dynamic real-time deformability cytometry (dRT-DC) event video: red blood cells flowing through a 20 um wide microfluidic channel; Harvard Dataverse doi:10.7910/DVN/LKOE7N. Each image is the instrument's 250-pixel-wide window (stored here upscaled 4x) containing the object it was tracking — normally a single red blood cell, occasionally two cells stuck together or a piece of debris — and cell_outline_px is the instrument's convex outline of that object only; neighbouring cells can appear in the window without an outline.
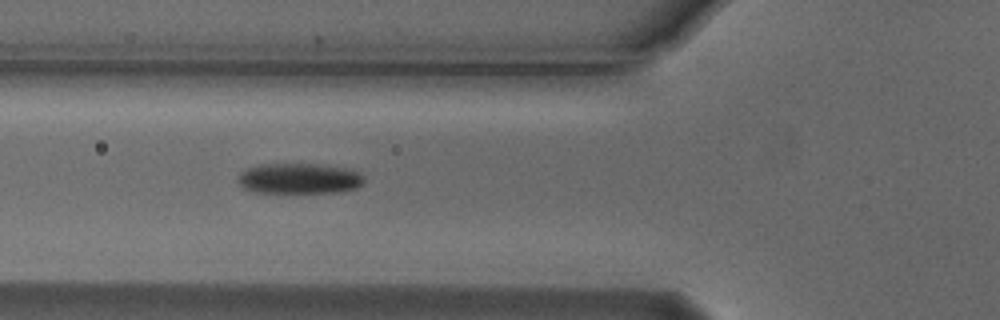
{"species": "Egyptian fruit bat (a non-hibernating species)", "species_latin": "Rousettus aegyptiacus", "temperature_condition": "cold", "stored_images_in_passage": 6, "camera_frame_rate_fps": 3000, "um_per_image_px": 0.085, "animal": {"sex": "male"}, "frame": {"image": 1, "passage_image": 2, "time_ms": 0.333, "image_size_px": [1000, 320], "cell_outline_px": [[364, 184], [356, 188], [340, 192], [256, 192], [244, 188], [236, 180], [240, 172], [248, 168], [260, 164], [316, 164], [340, 168], [356, 172], [364, 176]], "centroid_in_image_um": [25.4, 15.18], "position_along_channel_um": 100.4, "area_um2": 22.2}}
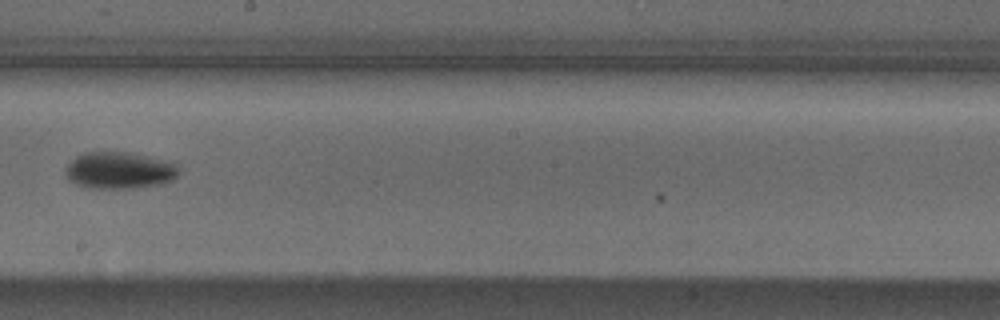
{"frame": {"image": 2, "passage_image": 5, "time_ms": 1.333, "image_size_px": [1000, 320], "cell_outline_px": [[180, 172], [172, 180], [156, 184], [132, 188], [92, 188], [76, 184], [68, 180], [64, 176], [64, 168], [76, 156], [84, 152], [128, 152], [172, 160], [180, 168]], "centroid_in_image_um": [10.15, 14.46], "position_along_channel_um": 238.1, "area_um2": 24.62}}
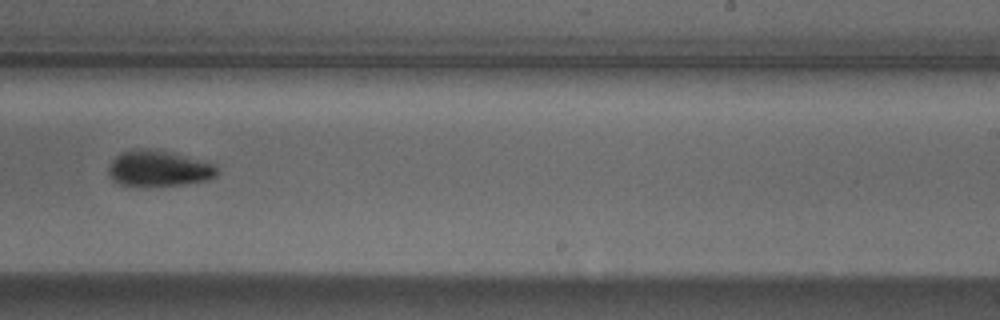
{"frame": {"image": 3, "passage_image": 6, "time_ms": 1.667, "image_size_px": [1000, 320], "cell_outline_px": [[220, 172], [216, 176], [208, 180], [180, 184], [120, 184], [112, 180], [108, 176], [108, 168], [112, 160], [120, 152], [136, 148], [156, 148], [216, 164], [220, 168]], "centroid_in_image_um": [13.51, 14.27], "position_along_channel_um": 275.5, "area_um2": 22.66}}